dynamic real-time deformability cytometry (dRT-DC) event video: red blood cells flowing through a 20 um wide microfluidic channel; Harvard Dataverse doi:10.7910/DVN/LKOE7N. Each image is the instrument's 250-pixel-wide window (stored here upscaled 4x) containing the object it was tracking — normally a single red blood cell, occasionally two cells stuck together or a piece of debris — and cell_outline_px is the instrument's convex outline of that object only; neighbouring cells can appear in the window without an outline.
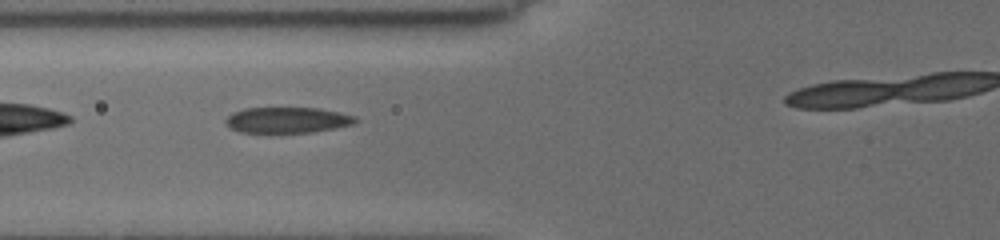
{"species": "common noctule bat (a hibernating species)", "species_latin": "Nyctalus noctula", "temperature_condition": "cold", "stored_images_in_passage": 8, "camera_frame_rate_fps": 3000, "um_per_image_px": 0.085, "animal": {"sex": "female", "body_mass_g": 19.5, "forearm_length_mm": 54.1}, "frame": {"image": 1, "passage_image": 6, "time_ms": 4.333, "image_size_px": [1000, 240], "cell_outline_px": [[360, 120], [352, 124], [312, 132], [272, 136], [240, 132], [224, 124], [224, 120], [232, 112], [244, 108], [320, 108], [356, 116]], "centroid_in_image_um": [24.35, 10.25], "position_along_channel_um": 101.5, "area_um2": 20.46}}
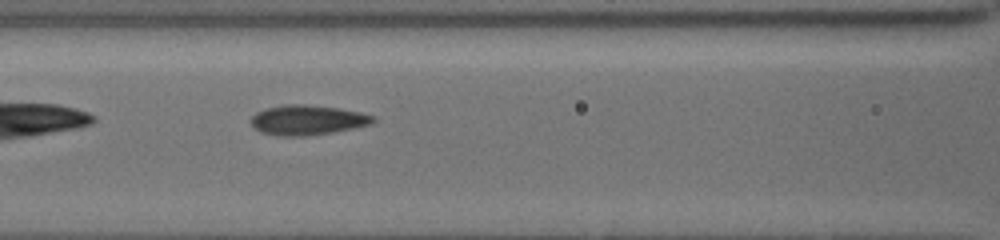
{"frame": {"image": 2, "passage_image": 7, "time_ms": 5.333, "image_size_px": [1000, 240], "cell_outline_px": [[376, 120], [372, 124], [332, 132], [304, 136], [280, 136], [260, 132], [252, 124], [252, 116], [256, 112], [264, 108], [284, 104], [304, 104], [340, 108], [360, 112], [376, 116]], "centroid_in_image_um": [26.15, 10.19], "position_along_channel_um": 140.5, "area_um2": 21.33}}